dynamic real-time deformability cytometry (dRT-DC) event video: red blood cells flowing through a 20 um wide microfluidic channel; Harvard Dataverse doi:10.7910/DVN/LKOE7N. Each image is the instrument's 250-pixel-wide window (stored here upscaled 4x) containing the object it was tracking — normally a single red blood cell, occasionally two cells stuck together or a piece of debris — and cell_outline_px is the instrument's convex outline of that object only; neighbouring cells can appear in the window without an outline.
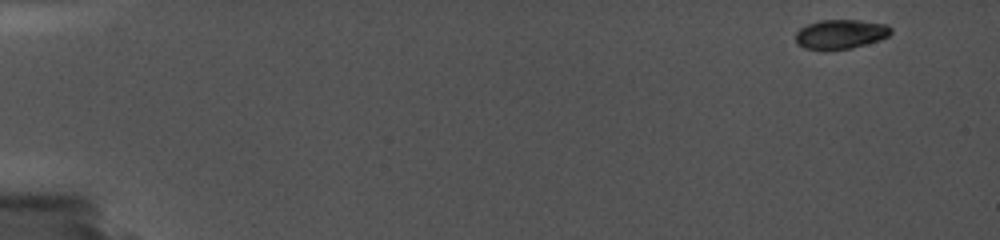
{"species": "common noctule bat (a hibernating species)", "species_latin": "Nyctalus noctula", "temperature_condition": "cold", "stored_images_in_passage": 61, "camera_frame_rate_fps": 5000, "um_per_image_px": 0.085, "animal": {"sex": "female", "body_mass_g": 19.0, "forearm_length_mm": 56.7}, "frame": {"image": 1, "passage_image": 1, "time_ms": 0.0, "image_size_px": [1000, 240], "cell_outline_px": [[892, 32], [888, 36], [880, 40], [852, 48], [804, 48], [796, 44], [796, 32], [800, 28], [808, 24], [820, 20], [856, 20], [884, 24], [892, 28]], "centroid_in_image_um": [71.46, 2.88], "position_along_channel_um": 13.5, "area_um2": 15.95}}
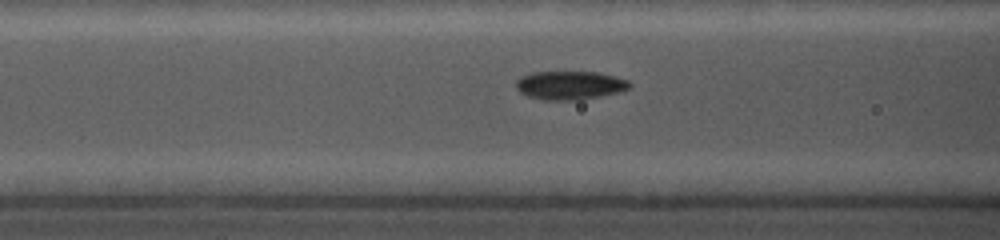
{"frame": {"image": 2, "passage_image": 33, "time_ms": 7.0, "image_size_px": [1000, 240], "cell_outline_px": [[632, 84], [628, 88], [620, 92], [580, 100], [544, 100], [528, 96], [520, 92], [516, 88], [516, 80], [520, 76], [532, 72], [600, 72], [628, 80]], "centroid_in_image_um": [48.43, 7.25], "position_along_channel_um": 118.2, "area_um2": 19.02}}
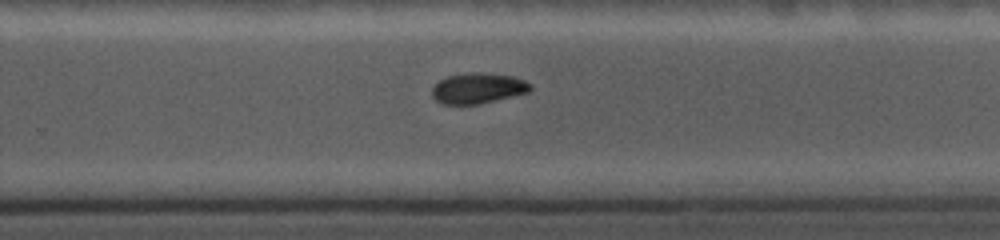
{"frame": {"image": 3, "passage_image": 55, "time_ms": 11.6, "image_size_px": [1000, 240], "cell_outline_px": [[532, 88], [528, 92], [476, 104], [444, 104], [436, 100], [432, 96], [432, 88], [440, 80], [448, 76], [464, 72], [476, 72], [516, 76], [532, 84]], "centroid_in_image_um": [40.63, 7.48], "position_along_channel_um": 289.2, "area_um2": 17.4}}